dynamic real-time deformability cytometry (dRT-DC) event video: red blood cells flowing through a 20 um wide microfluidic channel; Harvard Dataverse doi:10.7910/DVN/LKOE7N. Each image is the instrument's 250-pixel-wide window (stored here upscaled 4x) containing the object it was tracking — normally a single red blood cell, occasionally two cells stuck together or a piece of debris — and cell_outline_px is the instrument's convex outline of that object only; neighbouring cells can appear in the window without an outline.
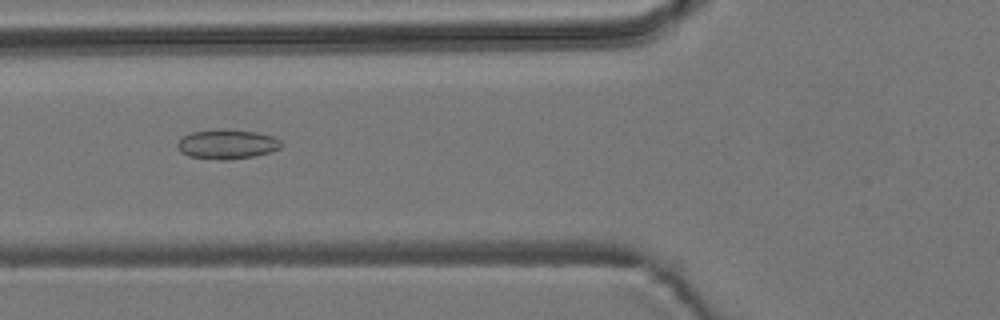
{"species": "common noctule bat (a hibernating species)", "species_latin": "Nyctalus noctula", "temperature_condition": "room temperature", "stored_images_in_passage": 37, "camera_frame_rate_fps": 3000, "um_per_image_px": 0.085, "animal": {"sex": "male", "body_mass_g": 19.2, "forearm_length_mm": 51.8}, "frame": {"image": 1, "passage_image": 4, "time_ms": 1.0, "image_size_px": [1000, 320], "cell_outline_px": [[284, 144], [280, 148], [256, 156], [228, 160], [220, 160], [188, 156], [180, 152], [176, 144], [180, 136], [192, 132], [220, 128], [228, 128], [256, 132], [276, 136]], "centroid_in_image_um": [19.29, 12.24], "position_along_channel_um": 106.5, "area_um2": 18.38}}
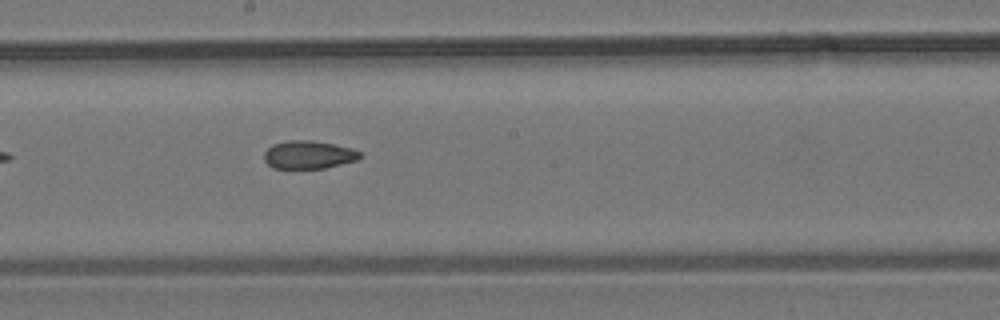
{"frame": {"image": 2, "passage_image": 13, "time_ms": 4.0, "image_size_px": [1000, 320], "cell_outline_px": [[364, 156], [356, 160], [324, 168], [272, 168], [264, 160], [264, 152], [272, 144], [288, 140], [312, 140], [352, 148], [360, 152]], "centroid_in_image_um": [26.22, 13.15], "position_along_channel_um": 222.0, "area_um2": 15.66}}
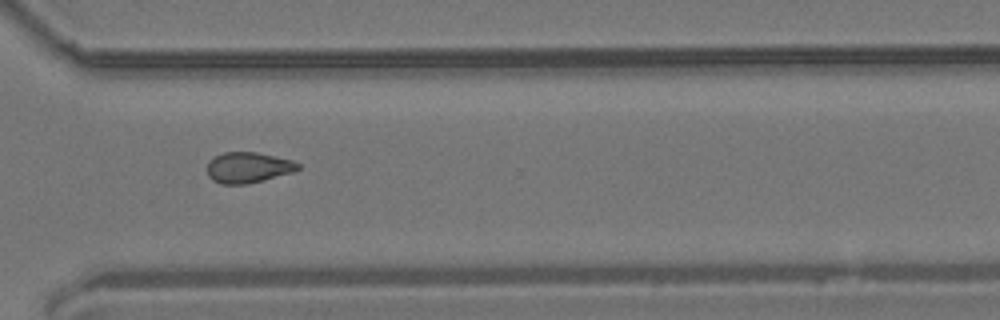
{"frame": {"image": 3, "passage_image": 23, "time_ms": 7.333, "image_size_px": [1000, 320], "cell_outline_px": [[300, 168], [292, 172], [264, 180], [248, 184], [220, 184], [212, 180], [208, 176], [208, 160], [224, 152], [256, 152], [292, 160], [300, 164]], "centroid_in_image_um": [21.08, 14.24], "position_along_channel_um": 349.5, "area_um2": 16.24}, "authors_computed_cell_mechanics": {"area_um2": 16.2418, "velocity_mm_per_s": 3.8394, "shape_relaxation_time_tau1_ms": null, "shape_relaxation_time_tau2_ms": 3.0474, "deformation_change_tau1": null, "deformation_change_tau2": 0.0841}}